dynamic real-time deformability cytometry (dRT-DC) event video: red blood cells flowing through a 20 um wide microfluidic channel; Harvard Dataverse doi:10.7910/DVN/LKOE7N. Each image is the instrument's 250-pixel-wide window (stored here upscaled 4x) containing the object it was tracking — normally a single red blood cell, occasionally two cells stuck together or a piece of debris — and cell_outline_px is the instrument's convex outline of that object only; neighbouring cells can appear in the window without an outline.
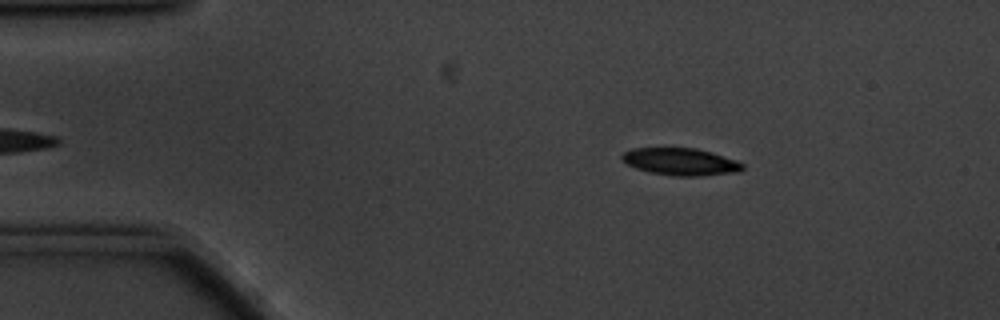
{"species": "common noctule bat (a hibernating species)", "species_latin": "Nyctalus noctula", "temperature_condition": "cold", "stored_images_in_passage": 45, "camera_frame_rate_fps": 3000, "um_per_image_px": 0.085, "animal": {"sex": "male", "body_mass_g": 20.1, "forearm_length_mm": 53.5}, "frame": {"image": 1, "passage_image": 5, "time_ms": 1.333, "image_size_px": [1000, 320], "cell_outline_px": [[744, 168], [740, 172], [696, 176], [680, 176], [648, 172], [636, 168], [620, 160], [620, 156], [624, 152], [632, 148], [696, 148], [712, 152], [736, 160], [744, 164]], "centroid_in_image_um": [57.85, 13.74], "position_along_channel_um": 27.1, "area_um2": 19.19}}
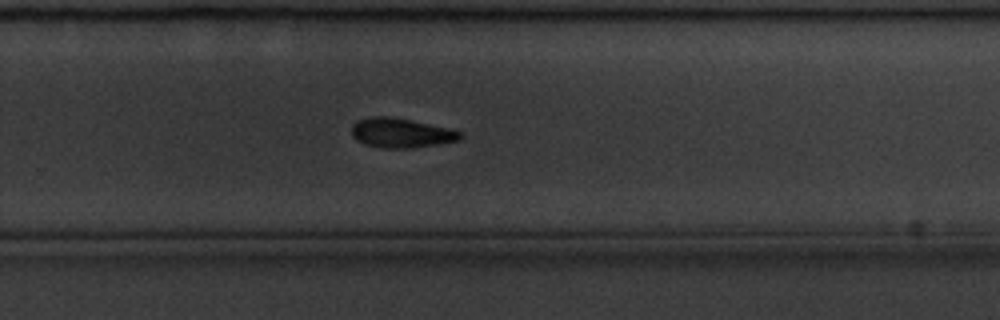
{"frame": {"image": 2, "passage_image": 33, "time_ms": 10.667, "image_size_px": [1000, 320], "cell_outline_px": [[464, 136], [460, 140], [412, 148], [380, 148], [364, 144], [356, 140], [352, 136], [352, 124], [368, 116], [388, 116], [448, 128], [460, 132]], "centroid_in_image_um": [34.05, 11.31], "position_along_channel_um": 295.7, "area_um2": 18.55}}
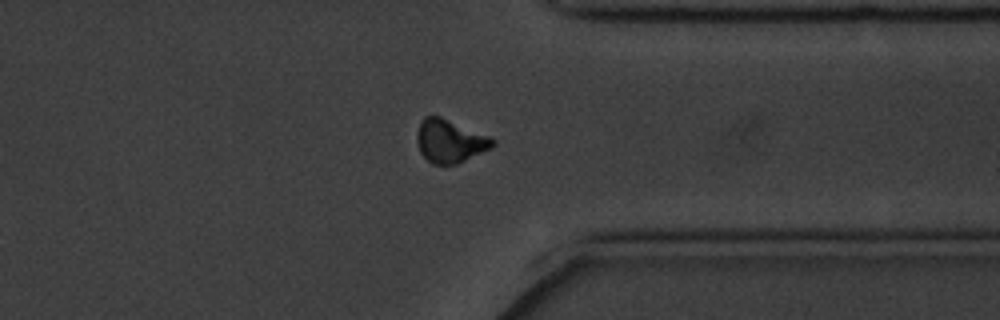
{"frame": {"image": 3, "passage_image": 40, "time_ms": 13.0, "image_size_px": [1000, 320], "cell_outline_px": [[496, 144], [492, 148], [456, 164], [432, 164], [420, 152], [416, 140], [416, 132], [420, 120], [424, 116], [440, 116], [492, 136], [496, 140]], "centroid_in_image_um": [38.26, 11.97], "position_along_channel_um": 373.1, "area_um2": 19.36}, "authors_computed_cell_mechanics": {"area_um2": 19.5364, "velocity_mm_per_s": 3.4523, "shape_relaxation_time_tau1_ms": 3.3605, "shape_relaxation_time_tau2_ms": null, "deformation_change_tau1": 0.1028, "deformation_change_tau2": null}}